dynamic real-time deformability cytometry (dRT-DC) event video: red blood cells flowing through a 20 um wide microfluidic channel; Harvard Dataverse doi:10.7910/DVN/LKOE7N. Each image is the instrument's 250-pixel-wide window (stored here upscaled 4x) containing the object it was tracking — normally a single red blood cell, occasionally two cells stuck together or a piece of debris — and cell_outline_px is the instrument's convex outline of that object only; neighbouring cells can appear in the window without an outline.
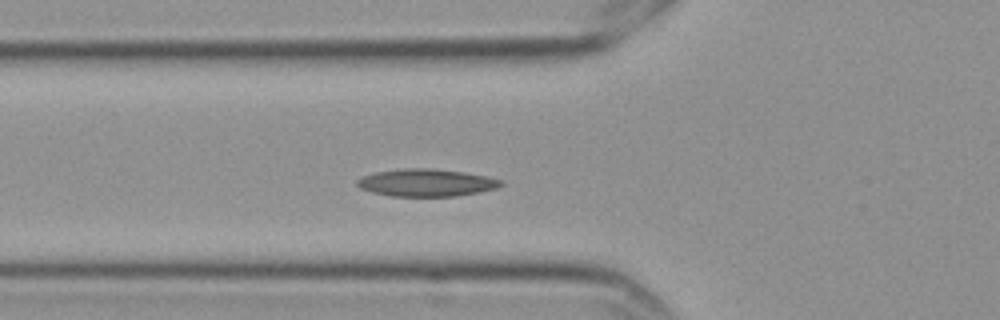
{"species": "Egyptian fruit bat (a non-hibernating species)", "species_latin": "Rousettus aegyptiacus", "temperature_condition": "cold", "stored_images_in_passage": 7, "segment_of_instrument_passage": [1, 2], "camera_frame_rate_fps": 3000, "um_per_image_px": 0.085, "frame": {"image": 1, "passage_image": 6, "time_ms": 1.667, "image_size_px": [1000, 320], "cell_outline_px": [[504, 184], [496, 188], [480, 192], [456, 196], [392, 196], [372, 192], [360, 188], [356, 184], [356, 180], [364, 176], [376, 172], [404, 168], [428, 168], [464, 172], [488, 176], [504, 180]], "centroid_in_image_um": [36.28, 15.53], "position_along_channel_um": 89.5, "area_um2": 23.0}}